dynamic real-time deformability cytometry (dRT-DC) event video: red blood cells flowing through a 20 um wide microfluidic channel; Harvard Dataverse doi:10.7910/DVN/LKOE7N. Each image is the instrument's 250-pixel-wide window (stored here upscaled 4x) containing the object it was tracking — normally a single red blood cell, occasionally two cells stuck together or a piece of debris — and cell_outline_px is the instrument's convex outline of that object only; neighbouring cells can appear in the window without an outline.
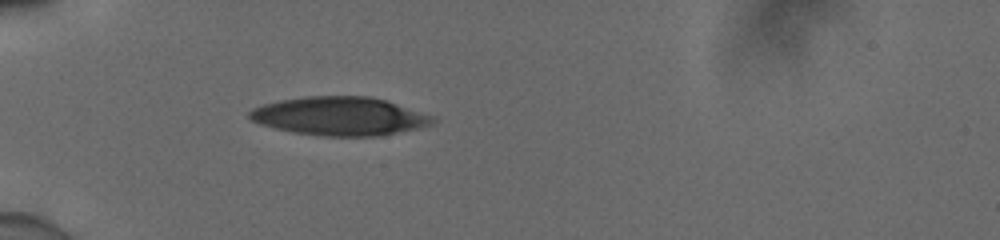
{"species": "human", "species_latin": "Homo sapiens", "temperature_condition": "cold", "stored_images_in_passage": 9, "camera_frame_rate_fps": 3000, "um_per_image_px": 0.085, "donor": {"sex": "male"}, "frame": {"image": 1, "passage_image": 1, "time_ms": 0.0, "image_size_px": [1000, 240], "cell_outline_px": [[436, 120], [432, 124], [420, 128], [380, 136], [324, 136], [292, 132], [260, 124], [252, 120], [248, 116], [248, 112], [252, 108], [260, 104], [280, 100], [304, 96], [368, 96], [384, 100], [436, 116]], "centroid_in_image_um": [28.88, 9.87], "position_along_channel_um": 56.1, "area_um2": 41.33}}
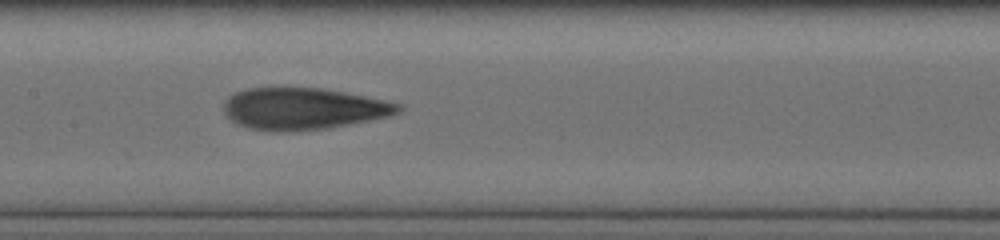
{"frame": {"image": 2, "passage_image": 6, "time_ms": 1.667, "image_size_px": [1000, 240], "cell_outline_px": [[404, 108], [400, 112], [388, 116], [328, 128], [288, 132], [272, 132], [248, 128], [236, 124], [224, 112], [224, 100], [228, 96], [236, 92], [248, 88], [320, 88], [344, 92], [384, 100], [400, 104]], "centroid_in_image_um": [25.74, 9.25], "position_along_channel_um": 181.7, "area_um2": 42.43}}
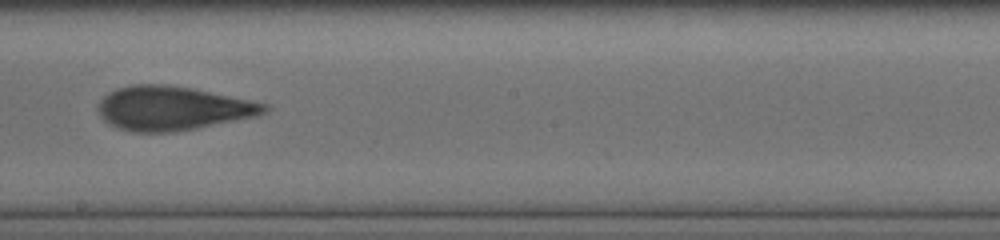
{"frame": {"image": 3, "passage_image": 8, "time_ms": 2.333, "image_size_px": [1000, 240], "cell_outline_px": [[268, 112], [256, 116], [196, 128], [172, 132], [132, 132], [108, 124], [100, 116], [96, 108], [100, 100], [108, 92], [116, 88], [132, 84], [168, 84], [252, 100], [268, 104]], "centroid_in_image_um": [14.63, 9.2], "position_along_channel_um": 233.6, "area_um2": 42.66}}